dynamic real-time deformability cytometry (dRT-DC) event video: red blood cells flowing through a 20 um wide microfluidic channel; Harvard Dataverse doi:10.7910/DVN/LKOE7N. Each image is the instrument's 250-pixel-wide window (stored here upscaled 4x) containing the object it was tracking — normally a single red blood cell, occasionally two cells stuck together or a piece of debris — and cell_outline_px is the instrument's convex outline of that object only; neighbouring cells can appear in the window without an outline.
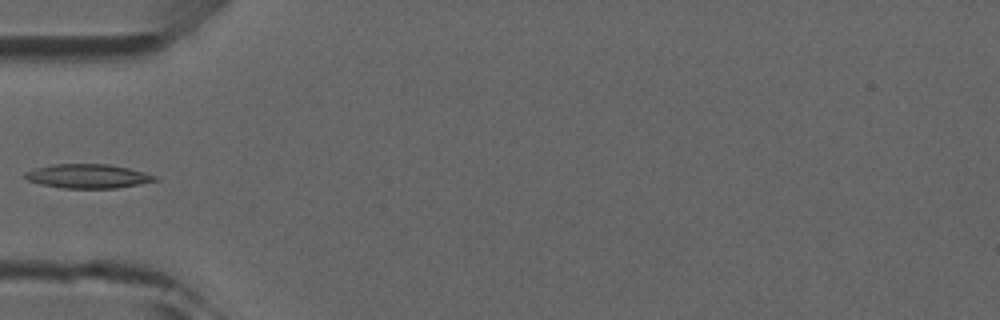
{"species": "common noctule bat (a hibernating species)", "species_latin": "Nyctalus noctula", "temperature_condition": "room temperature", "stored_images_in_passage": 5, "camera_frame_rate_fps": 3000, "um_per_image_px": 0.085, "animal": {"sex": "male", "forearm_length_mm": 52.5}, "frame": {"image": 1, "passage_image": 4, "time_ms": 3.667, "image_size_px": [1000, 320], "cell_outline_px": [[160, 180], [116, 188], [64, 188], [40, 184], [28, 180], [24, 176], [24, 172], [36, 168], [52, 164], [108, 164], [128, 168], [144, 172], [156, 176]], "centroid_in_image_um": [7.47, 14.97], "position_along_channel_um": 77.5, "area_um2": 18.15}}
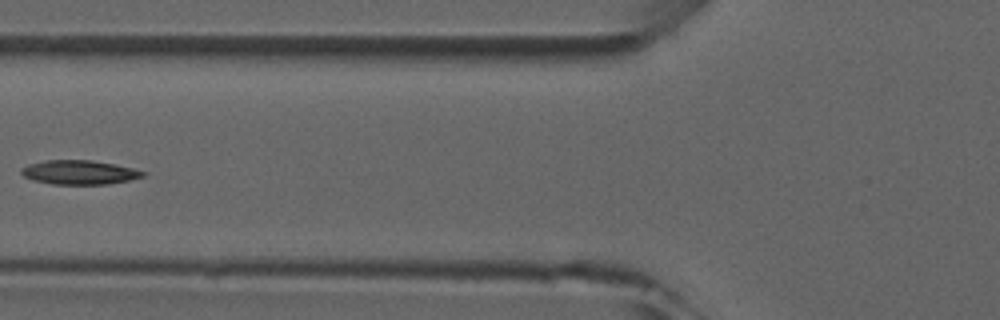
{"frame": {"image": 2, "passage_image": 5, "time_ms": 4.667, "image_size_px": [1000, 320], "cell_outline_px": [[148, 172], [144, 176], [128, 180], [108, 184], [52, 184], [32, 180], [24, 176], [20, 172], [20, 168], [28, 164], [48, 160], [92, 160], [132, 168]], "centroid_in_image_um": [6.72, 14.65], "position_along_channel_um": 119.1, "area_um2": 17.05}}